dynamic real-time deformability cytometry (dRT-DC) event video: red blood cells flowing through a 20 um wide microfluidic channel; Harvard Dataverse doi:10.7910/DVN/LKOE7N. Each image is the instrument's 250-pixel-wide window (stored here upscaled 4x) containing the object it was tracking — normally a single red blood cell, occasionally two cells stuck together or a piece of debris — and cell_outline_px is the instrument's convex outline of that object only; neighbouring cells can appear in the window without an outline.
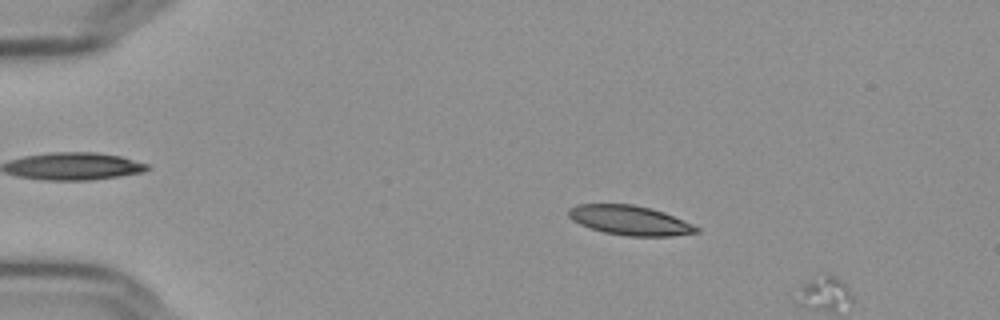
{"species": "Egyptian fruit bat (a non-hibernating species)", "species_latin": "Rousettus aegyptiacus", "temperature_condition": "cold", "stored_images_in_passage": 13, "segment_of_instrument_passage": [1, 2], "camera_frame_rate_fps": 3000, "um_per_image_px": 0.085, "frame": {"image": 1, "passage_image": 11, "time_ms": 3.333, "image_size_px": [1000, 320], "cell_outline_px": [[700, 232], [672, 236], [628, 236], [604, 232], [580, 224], [572, 220], [568, 216], [568, 208], [576, 204], [632, 204], [652, 208], [664, 212], [692, 224], [700, 228]], "centroid_in_image_um": [53.54, 18.72], "position_along_channel_um": 31.5, "area_um2": 22.02}}